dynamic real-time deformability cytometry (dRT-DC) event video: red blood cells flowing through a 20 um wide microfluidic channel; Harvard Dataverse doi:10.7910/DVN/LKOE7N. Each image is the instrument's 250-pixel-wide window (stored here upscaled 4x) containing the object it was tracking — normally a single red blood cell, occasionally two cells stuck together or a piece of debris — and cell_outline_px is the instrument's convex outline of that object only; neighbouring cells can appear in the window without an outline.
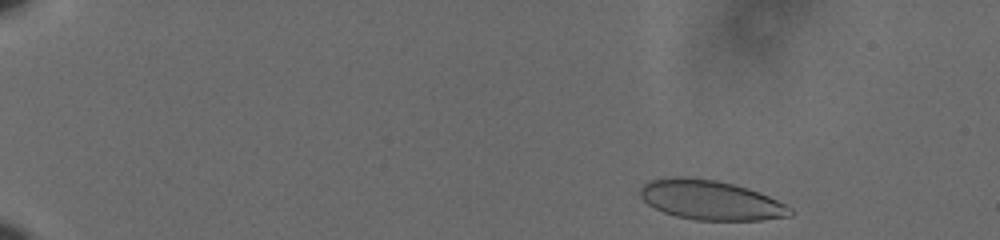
{"species": "human", "species_latin": "Homo sapiens", "temperature_condition": "cold", "stored_images_in_passage": 53, "camera_frame_rate_fps": 3000, "um_per_image_px": 0.085, "donor": {"sex": "male"}, "frame": {"image": 1, "passage_image": 3, "time_ms": 0.667, "image_size_px": [1000, 240], "cell_outline_px": [[792, 216], [760, 220], [696, 220], [676, 216], [664, 212], [648, 204], [640, 196], [640, 188], [648, 180], [668, 176], [688, 176], [716, 180], [748, 188], [768, 196], [792, 208]], "centroid_in_image_um": [60.37, 16.99], "position_along_channel_um": 24.6, "area_um2": 34.68}}
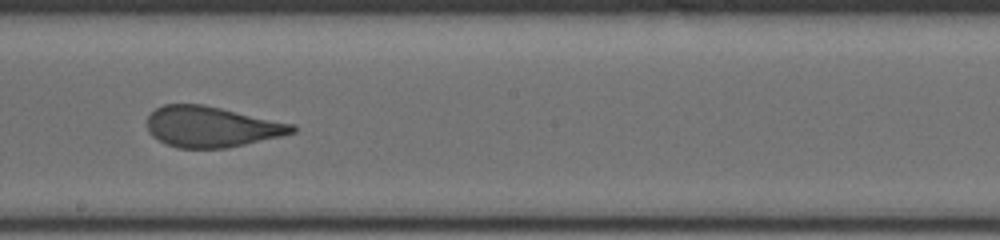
{"frame": {"image": 2, "passage_image": 31, "time_ms": 10.0, "image_size_px": [1000, 240], "cell_outline_px": [[296, 132], [280, 136], [228, 148], [176, 148], [152, 136], [148, 132], [148, 116], [156, 108], [164, 104], [204, 104], [296, 124]], "centroid_in_image_um": [18.0, 10.77], "position_along_channel_um": 230.2, "area_um2": 34.51}}
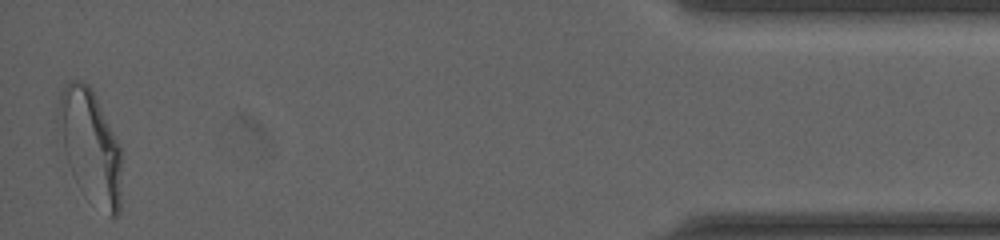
{"frame": {"image": 3, "passage_image": 53, "time_ms": 17.333, "image_size_px": [1000, 240], "cell_outline_px": [[120, 212], [112, 220], [76, 184], [72, 176], [68, 164], [56, 120], [56, 108], [60, 92], [64, 84], [68, 80], [84, 80], [92, 88], [120, 144]], "centroid_in_image_um": [7.65, 12.36], "position_along_channel_um": 427.6, "area_um2": 42.08}, "authors_computed_cell_mechanics": {"area_um2": 35.4892, "velocity_mm_per_s": 3.6244, "shape_relaxation_time_tau1_ms": 8.4527, "shape_relaxation_time_tau2_ms": 0.8354, "deformation_change_tau1": 0.216, "deformation_change_tau2": 0.0982}}